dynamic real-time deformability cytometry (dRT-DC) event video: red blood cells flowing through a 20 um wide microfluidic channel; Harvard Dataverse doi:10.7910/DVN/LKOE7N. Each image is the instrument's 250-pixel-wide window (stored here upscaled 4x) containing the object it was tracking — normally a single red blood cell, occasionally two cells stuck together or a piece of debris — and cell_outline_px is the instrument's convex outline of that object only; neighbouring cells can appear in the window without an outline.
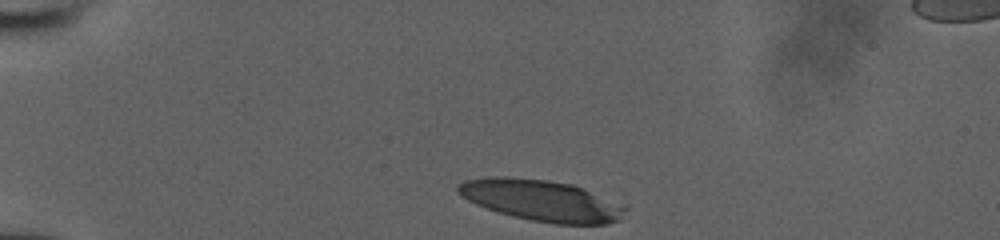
{"species": "human", "species_latin": "Homo sapiens", "temperature_condition": "room temperature", "stored_images_in_passage": 33, "camera_frame_rate_fps": 3000, "um_per_image_px": 0.085, "donor": {"sex": "male"}, "frame": {"image": 1, "passage_image": 1, "time_ms": 0.0, "image_size_px": [1000, 240], "cell_outline_px": [[628, 208], [620, 220], [608, 224], [556, 224], [532, 220], [512, 216], [476, 204], [468, 200], [456, 188], [464, 180], [504, 176], [548, 180], [572, 184], [628, 204]], "centroid_in_image_um": [46.16, 17.04], "position_along_channel_um": 38.8, "area_um2": 40.17}}
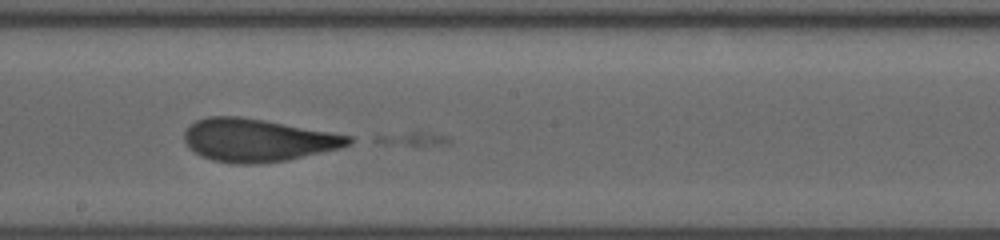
{"frame": {"image": 2, "passage_image": 19, "time_ms": 6.0, "image_size_px": [1000, 240], "cell_outline_px": [[352, 144], [340, 148], [288, 160], [256, 164], [232, 164], [212, 160], [200, 156], [184, 140], [184, 132], [196, 120], [208, 116], [240, 116], [264, 120], [332, 132], [352, 136]], "centroid_in_image_um": [21.91, 11.92], "position_along_channel_um": 226.3, "area_um2": 40.92}}
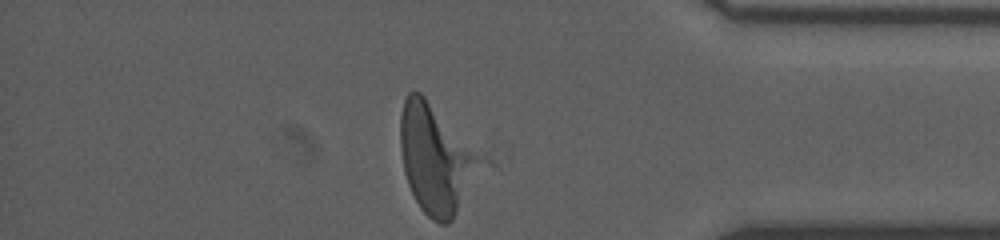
{"frame": {"image": 3, "passage_image": 33, "time_ms": 10.667, "image_size_px": [1000, 240], "cell_outline_px": [[476, 156], [456, 212], [452, 220], [448, 224], [440, 224], [432, 220], [420, 208], [408, 184], [404, 172], [400, 148], [400, 116], [404, 100], [408, 92], [412, 88], [420, 92], [424, 96]], "centroid_in_image_um": [36.81, 13.48], "position_along_channel_um": 398.4, "area_um2": 46.59}}